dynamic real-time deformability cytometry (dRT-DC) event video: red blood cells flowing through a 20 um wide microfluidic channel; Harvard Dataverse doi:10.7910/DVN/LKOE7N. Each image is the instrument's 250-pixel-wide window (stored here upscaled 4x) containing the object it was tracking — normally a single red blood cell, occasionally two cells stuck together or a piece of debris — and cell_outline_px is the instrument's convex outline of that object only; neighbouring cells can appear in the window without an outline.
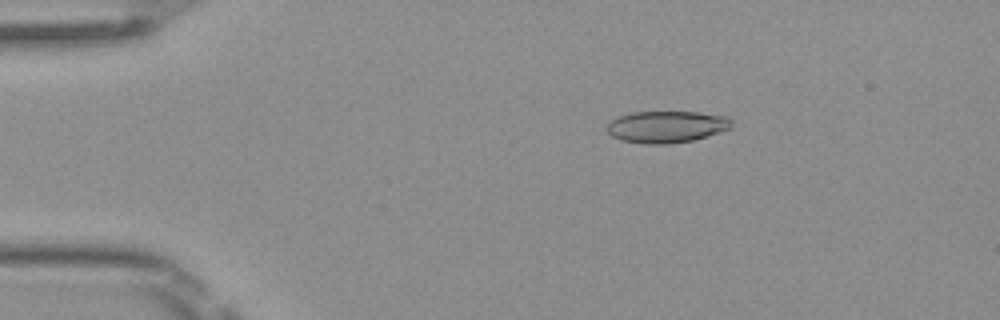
{"species": "Egyptian fruit bat (a non-hibernating species)", "species_latin": "Rousettus aegyptiacus", "temperature_condition": "room temperature", "stored_images_in_passage": 50, "camera_frame_rate_fps": 3000, "um_per_image_px": 0.085, "frame": {"image": 1, "passage_image": 9, "time_ms": 2.667, "image_size_px": [1000, 320], "cell_outline_px": [[732, 128], [692, 140], [668, 144], [644, 144], [620, 140], [612, 136], [604, 128], [612, 120], [620, 116], [632, 112], [696, 112], [728, 116], [732, 120]], "centroid_in_image_um": [56.65, 10.77], "position_along_channel_um": 28.4, "area_um2": 23.12}}
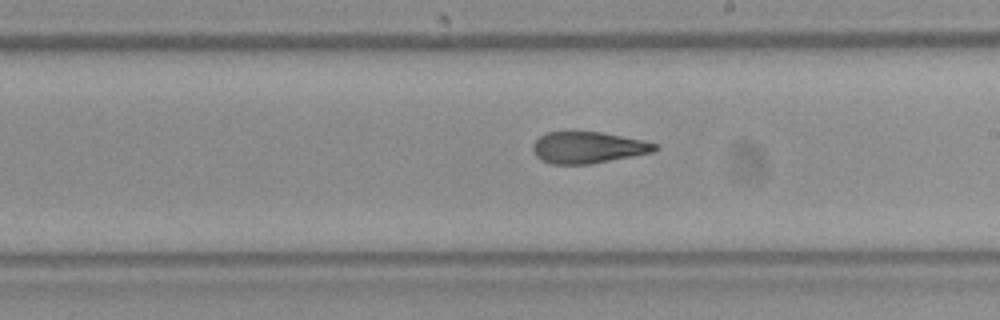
{"frame": {"image": 2, "passage_image": 29, "time_ms": 9.333, "image_size_px": [1000, 320], "cell_outline_px": [[660, 148], [652, 152], [592, 164], [552, 164], [540, 160], [536, 156], [532, 148], [532, 144], [540, 136], [548, 132], [568, 128], [600, 132], [644, 140], [660, 144]], "centroid_in_image_um": [49.95, 12.5], "position_along_channel_um": 239.0, "area_um2": 23.24}}
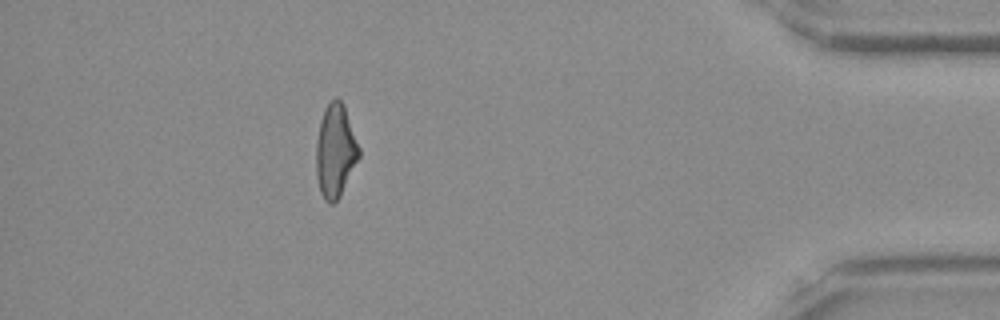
{"frame": {"image": 3, "passage_image": 45, "time_ms": 14.667, "image_size_px": [1000, 320], "cell_outline_px": [[360, 156], [340, 196], [332, 204], [328, 204], [324, 200], [320, 192], [316, 176], [316, 140], [320, 120], [324, 108], [336, 96], [344, 104], [360, 148]], "centroid_in_image_um": [28.5, 12.82], "position_along_channel_um": 406.7, "area_um2": 23.47}, "authors_computed_cell_mechanics": {"area_um2": 23.5246, "velocity_mm_per_s": 4.069, "shape_relaxation_time_tau1_ms": 7.3792, "shape_relaxation_time_tau2_ms": 2.2623, "deformation_change_tau1": 0.2101, "deformation_change_tau2": 0.1055}}